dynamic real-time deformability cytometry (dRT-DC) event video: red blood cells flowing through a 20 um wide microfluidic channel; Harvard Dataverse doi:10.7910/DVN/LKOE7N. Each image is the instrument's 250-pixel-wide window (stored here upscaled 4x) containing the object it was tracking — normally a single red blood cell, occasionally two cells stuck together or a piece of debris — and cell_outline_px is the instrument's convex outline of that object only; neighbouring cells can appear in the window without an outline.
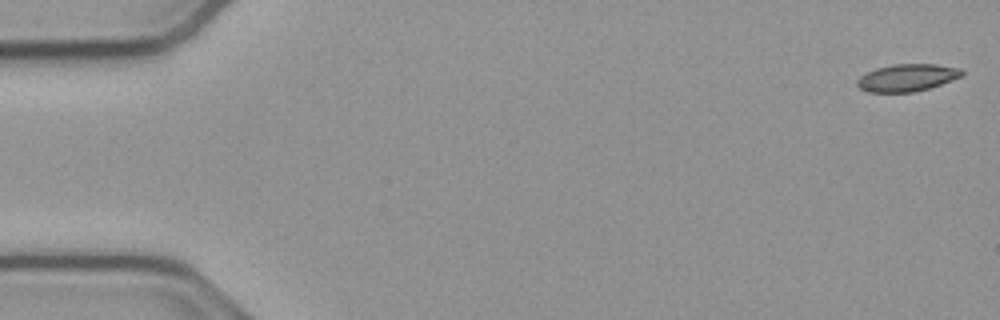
{"species": "common noctule bat (a hibernating species)", "species_latin": "Nyctalus noctula", "temperature_condition": "cold", "stored_images_in_passage": 54, "camera_frame_rate_fps": 3000, "um_per_image_px": 0.085, "animal": {"sex": "male", "body_mass_g": 23.1, "forearm_length_mm": 52.7}, "frame": {"image": 1, "passage_image": 1, "time_ms": 0.0, "image_size_px": [1000, 320], "cell_outline_px": [[964, 76], [928, 88], [912, 92], [868, 92], [860, 88], [856, 84], [856, 80], [860, 76], [876, 68], [892, 64], [936, 64], [960, 68], [964, 72]], "centroid_in_image_um": [77.11, 6.59], "position_along_channel_um": 7.9, "area_um2": 16.65}}
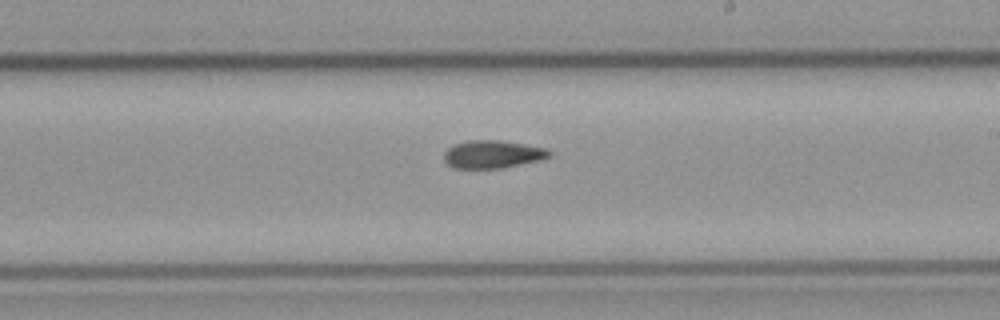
{"frame": {"image": 2, "passage_image": 31, "time_ms": 10.0, "image_size_px": [1000, 320], "cell_outline_px": [[552, 156], [540, 160], [500, 168], [452, 168], [444, 160], [444, 152], [448, 148], [456, 144], [468, 140], [500, 140], [544, 148], [552, 152]], "centroid_in_image_um": [41.86, 13.11], "position_along_channel_um": 247.1, "area_um2": 16.94}}
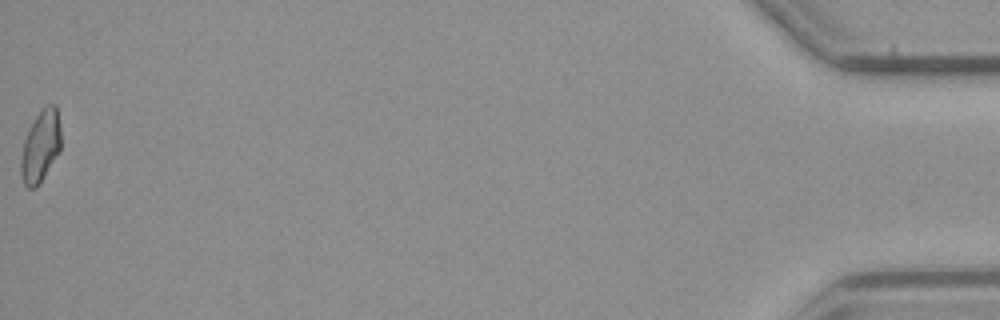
{"frame": {"image": 3, "passage_image": 54, "time_ms": 17.667, "image_size_px": [1000, 320], "cell_outline_px": [[60, 152], [36, 188], [28, 188], [24, 184], [20, 172], [20, 160], [24, 140], [40, 108], [48, 104], [56, 104], [60, 128]], "centroid_in_image_um": [3.45, 12.43], "position_along_channel_um": 431.8, "area_um2": 16.7}}